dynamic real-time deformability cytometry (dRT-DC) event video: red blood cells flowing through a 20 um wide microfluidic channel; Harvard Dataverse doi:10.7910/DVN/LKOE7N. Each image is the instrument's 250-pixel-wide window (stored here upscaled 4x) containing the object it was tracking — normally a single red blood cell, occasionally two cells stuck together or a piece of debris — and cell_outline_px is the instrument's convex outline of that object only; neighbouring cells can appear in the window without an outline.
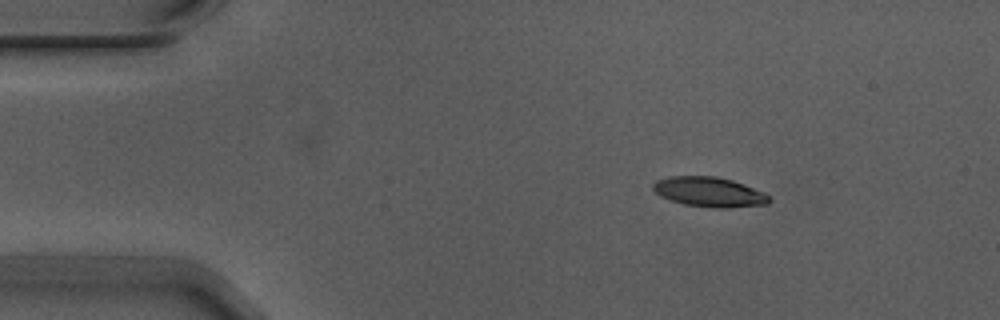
{"species": "Egyptian fruit bat (a non-hibernating species)", "species_latin": "Rousettus aegyptiacus", "temperature_condition": "warm", "stored_images_in_passage": 44, "camera_frame_rate_fps": 3000, "um_per_image_px": 0.085, "animal": {"sex": "male"}, "frame": {"image": 1, "passage_image": 1, "time_ms": 0.0, "image_size_px": [1000, 320], "cell_outline_px": [[772, 200], [768, 204], [728, 208], [716, 208], [684, 204], [660, 196], [652, 188], [652, 184], [656, 180], [668, 176], [716, 176], [732, 180], [744, 184], [764, 192]], "centroid_in_image_um": [60.29, 16.31], "position_along_channel_um": 24.7, "area_um2": 20.23}}
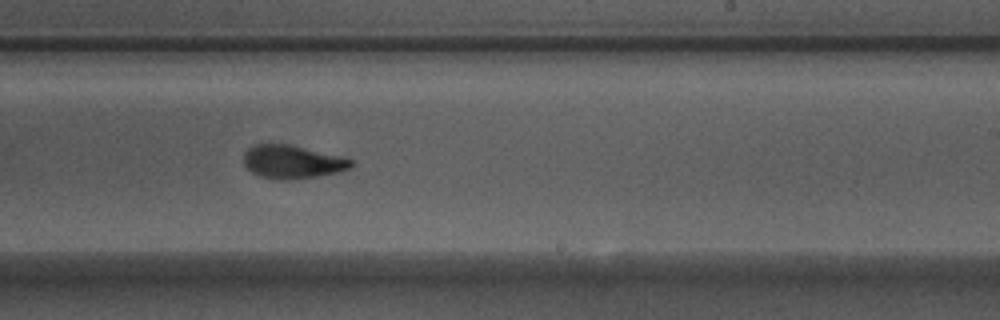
{"frame": {"image": 2, "passage_image": 26, "time_ms": 8.333, "image_size_px": [1000, 320], "cell_outline_px": [[352, 164], [348, 168], [336, 172], [292, 180], [284, 180], [260, 176], [252, 172], [244, 164], [244, 152], [252, 144], [288, 144], [352, 160]], "centroid_in_image_um": [24.75, 13.75], "position_along_channel_um": 264.3, "area_um2": 20.23}}
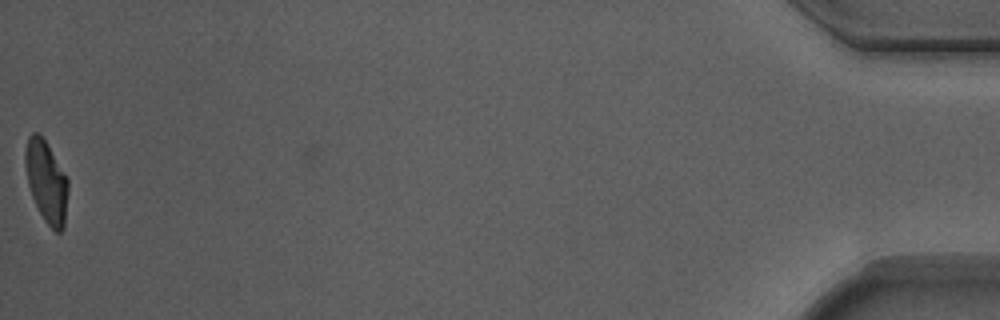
{"frame": {"image": 3, "passage_image": 44, "time_ms": 14.333, "image_size_px": [1000, 320], "cell_outline_px": [[68, 192], [64, 228], [60, 232], [56, 232], [44, 220], [32, 196], [28, 184], [24, 164], [24, 152], [28, 136], [32, 132], [36, 132], [48, 144], [64, 172], [68, 180]], "centroid_in_image_um": [3.94, 15.42], "position_along_channel_um": 431.3, "area_um2": 20.4}, "authors_computed_cell_mechanics": {"area_um2": 20.9525, "velocity_mm_per_s": 3.7131, "shape_relaxation_time_tau1_ms": 4.6524, "shape_relaxation_time_tau2_ms": 1.6722, "deformation_change_tau1": 0.1838, "deformation_change_tau2": 0.0829}}